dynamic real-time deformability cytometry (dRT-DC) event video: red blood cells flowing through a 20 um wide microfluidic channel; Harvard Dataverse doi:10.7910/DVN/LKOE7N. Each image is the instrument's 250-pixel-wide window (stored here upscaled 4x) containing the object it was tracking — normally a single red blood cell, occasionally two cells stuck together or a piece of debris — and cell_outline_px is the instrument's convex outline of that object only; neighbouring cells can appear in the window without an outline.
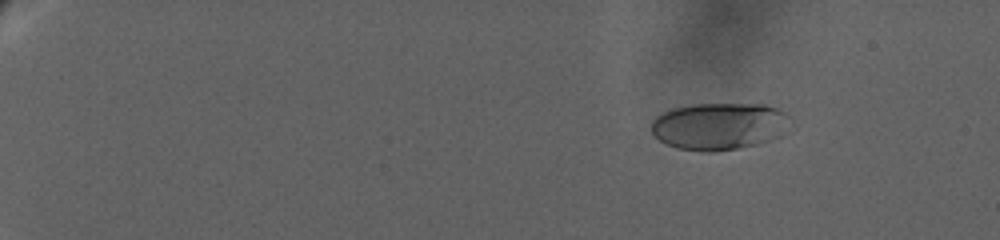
{"species": "human", "species_latin": "Homo sapiens", "temperature_condition": "warm", "stored_images_in_passage": 90, "camera_frame_rate_fps": 3000, "um_per_image_px": 0.085, "donor": {"sex": "female"}, "frame": {"image": 1, "passage_image": 25, "time_ms": 4.333, "image_size_px": [1000, 240], "cell_outline_px": [[796, 128], [772, 140], [760, 144], [740, 148], [712, 152], [700, 152], [676, 148], [660, 140], [652, 132], [652, 120], [656, 116], [664, 112], [676, 108], [692, 104], [764, 104], [776, 108], [784, 112], [796, 124]], "centroid_in_image_um": [61.26, 10.74], "position_along_channel_um": 23.7, "area_um2": 39.02}}
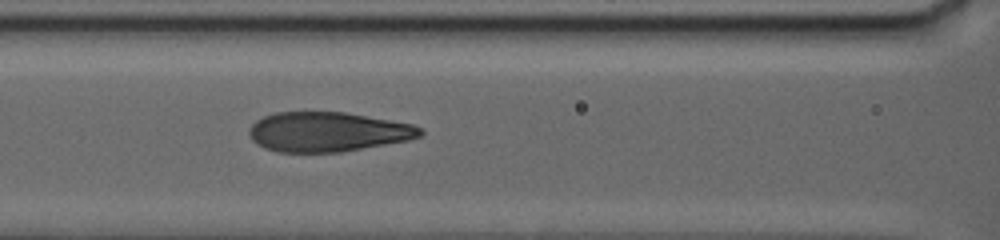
{"frame": {"image": 2, "passage_image": 66, "time_ms": 14.333, "image_size_px": [1000, 240], "cell_outline_px": [[424, 132], [420, 136], [408, 140], [340, 152], [276, 152], [264, 148], [256, 144], [252, 140], [248, 132], [252, 124], [256, 120], [264, 116], [276, 112], [344, 112], [412, 124], [420, 128]], "centroid_in_image_um": [27.81, 11.21], "position_along_channel_um": 138.8, "area_um2": 39.36}}
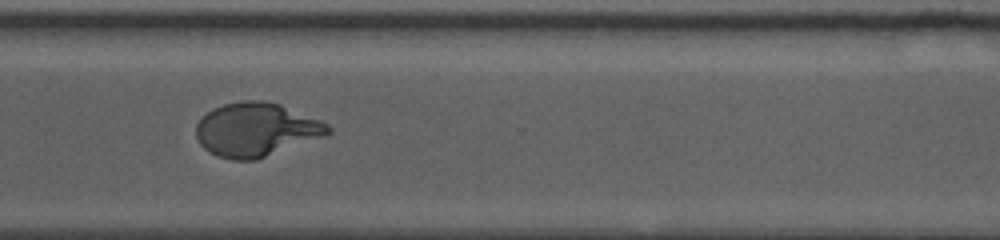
{"frame": {"image": 3, "passage_image": 89, "time_ms": 22.0, "image_size_px": [1000, 240], "cell_outline_px": [[332, 132], [324, 136], [256, 160], [232, 160], [216, 156], [208, 152], [200, 144], [196, 136], [196, 124], [212, 108], [224, 104], [244, 100], [260, 100], [280, 104], [320, 120], [328, 124], [332, 128]], "centroid_in_image_um": [21.76, 11.03], "position_along_channel_um": 348.8, "area_um2": 41.27}}